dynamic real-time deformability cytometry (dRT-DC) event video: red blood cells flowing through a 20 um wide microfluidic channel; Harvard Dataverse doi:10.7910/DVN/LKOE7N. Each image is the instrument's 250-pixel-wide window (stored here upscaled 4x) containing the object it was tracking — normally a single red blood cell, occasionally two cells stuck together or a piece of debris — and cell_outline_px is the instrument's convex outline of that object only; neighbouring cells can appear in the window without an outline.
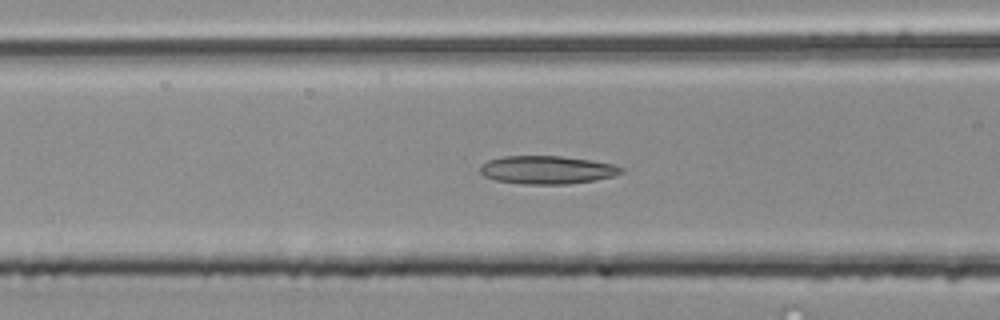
{"species": "common noctule bat (a hibernating species)", "species_latin": "Nyctalus noctula", "temperature_condition": "room temperature", "stored_images_in_passage": 40, "camera_frame_rate_fps": 3000, "um_per_image_px": 0.085, "animal": {"sex": "male", "body_mass_g": 20.4}, "frame": {"image": 1, "passage_image": 8, "time_ms": 2.333, "image_size_px": [1000, 320], "cell_outline_px": [[624, 172], [612, 176], [596, 180], [568, 184], [524, 184], [496, 180], [484, 176], [480, 172], [480, 168], [488, 160], [504, 156], [560, 156], [592, 160], [612, 164], [624, 168]], "centroid_in_image_um": [46.53, 14.44], "position_along_channel_um": 120.1, "area_um2": 23.06}}
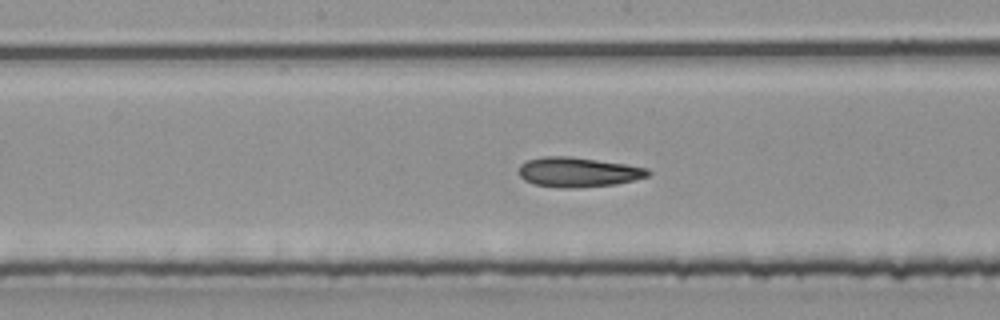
{"frame": {"image": 2, "passage_image": 14, "time_ms": 4.333, "image_size_px": [1000, 320], "cell_outline_px": [[652, 172], [648, 176], [616, 184], [576, 188], [560, 188], [532, 184], [524, 180], [520, 176], [520, 164], [528, 160], [544, 156], [568, 156], [624, 164], [648, 168]], "centroid_in_image_um": [49.12, 14.64], "position_along_channel_um": 199.1, "area_um2": 22.31}}
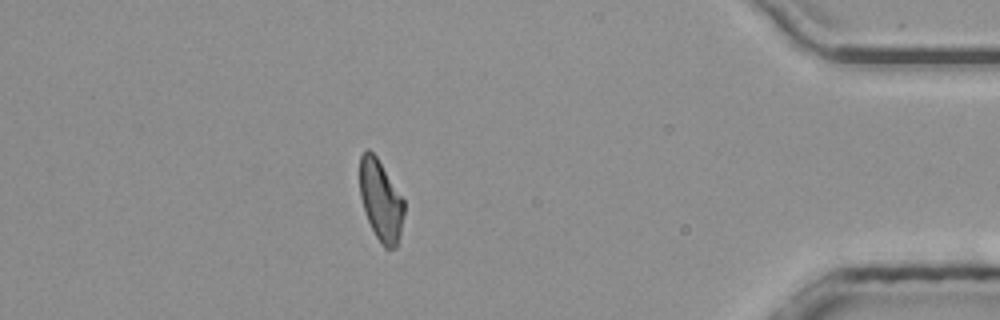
{"frame": {"image": 3, "passage_image": 33, "time_ms": 10.667, "image_size_px": [1000, 320], "cell_outline_px": [[404, 212], [400, 232], [396, 248], [384, 248], [380, 244], [364, 212], [360, 196], [360, 156], [368, 148], [376, 156], [404, 200]], "centroid_in_image_um": [32.35, 17.06], "position_along_channel_um": 402.8, "area_um2": 20.63}, "authors_computed_cell_mechanics": {"area_um2": 21.8484, "velocity_mm_per_s": 3.9391, "shape_relaxation_time_tau1_ms": null, "shape_relaxation_time_tau2_ms": 3.3666, "deformation_change_tau1": null, "deformation_change_tau2": 0.1022}}